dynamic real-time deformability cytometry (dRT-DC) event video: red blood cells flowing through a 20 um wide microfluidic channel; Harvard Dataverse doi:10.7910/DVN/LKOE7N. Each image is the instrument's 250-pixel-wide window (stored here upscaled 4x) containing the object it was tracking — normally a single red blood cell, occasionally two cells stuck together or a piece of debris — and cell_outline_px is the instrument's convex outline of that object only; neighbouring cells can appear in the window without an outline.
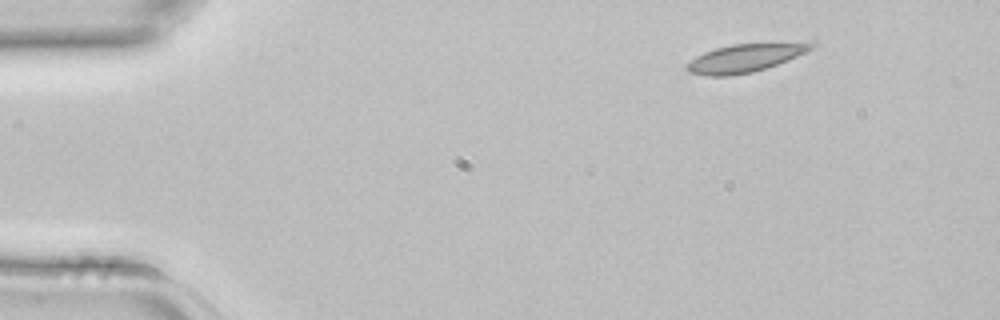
{"species": "common noctule bat (a hibernating species)", "species_latin": "Nyctalus noctula", "temperature_condition": "room temperature", "stored_images_in_passage": 3, "camera_frame_rate_fps": 3000, "um_per_image_px": 0.085, "animal": {"sex": "female", "body_mass_g": 22.7, "forearm_length_mm": 54.2}, "frame": {"image": 1, "passage_image": 1, "time_ms": 0.0, "image_size_px": [1000, 320], "cell_outline_px": [[816, 44], [812, 48], [796, 56], [776, 64], [752, 72], [728, 76], [704, 76], [688, 72], [684, 68], [684, 64], [696, 56], [704, 52], [716, 48], [732, 44], [816, 40]], "centroid_in_image_um": [63.34, 4.9], "position_along_channel_um": 21.7, "area_um2": 20.92}}
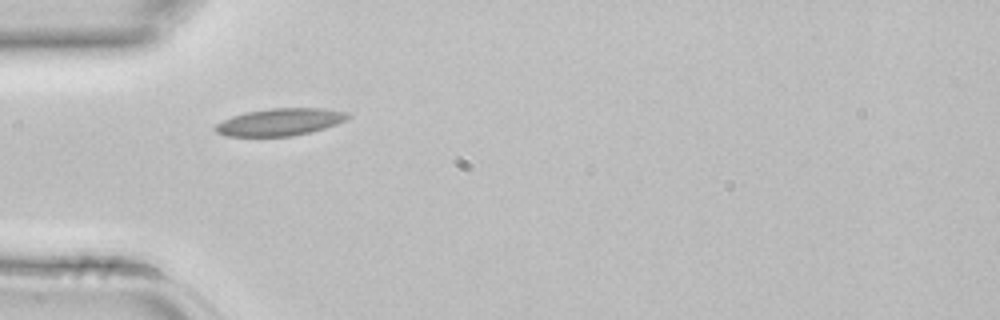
{"frame": {"image": 2, "passage_image": 3, "time_ms": 0.667, "image_size_px": [1000, 320], "cell_outline_px": [[352, 116], [336, 124], [324, 128], [292, 136], [228, 136], [216, 132], [212, 128], [216, 124], [232, 116], [244, 112], [268, 108], [324, 108], [348, 112]], "centroid_in_image_um": [23.79, 10.36], "position_along_channel_um": 61.2, "area_um2": 21.04}}